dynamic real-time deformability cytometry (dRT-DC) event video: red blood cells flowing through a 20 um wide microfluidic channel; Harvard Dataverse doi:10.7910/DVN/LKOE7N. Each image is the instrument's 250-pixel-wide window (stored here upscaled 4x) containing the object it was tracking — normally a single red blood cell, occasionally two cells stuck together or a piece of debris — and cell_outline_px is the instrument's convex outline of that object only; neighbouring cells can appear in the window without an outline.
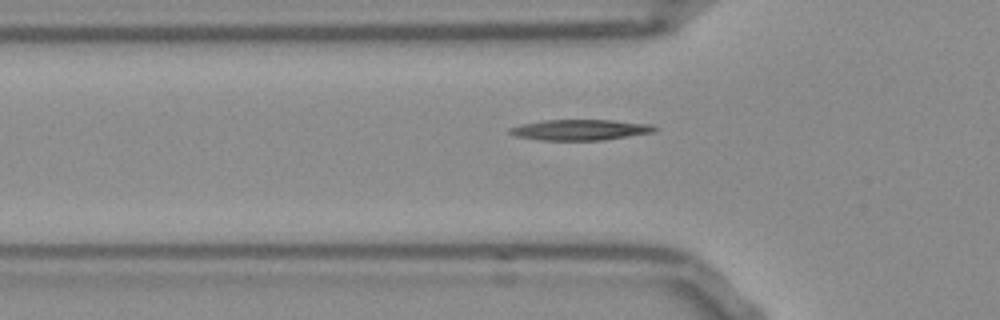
{"species": "Egyptian fruit bat (a non-hibernating species)", "species_latin": "Rousettus aegyptiacus", "temperature_condition": "room temperature", "stored_images_in_passage": 39, "camera_frame_rate_fps": 3000, "um_per_image_px": 0.085, "frame": {"image": 1, "passage_image": 4, "time_ms": 1.0, "image_size_px": [1000, 320], "cell_outline_px": [[660, 128], [652, 132], [604, 140], [540, 140], [516, 136], [508, 132], [508, 128], [520, 124], [544, 120], [612, 120], [652, 124]], "centroid_in_image_um": [49.31, 11.03], "position_along_channel_um": 76.5, "area_um2": 17.51}}
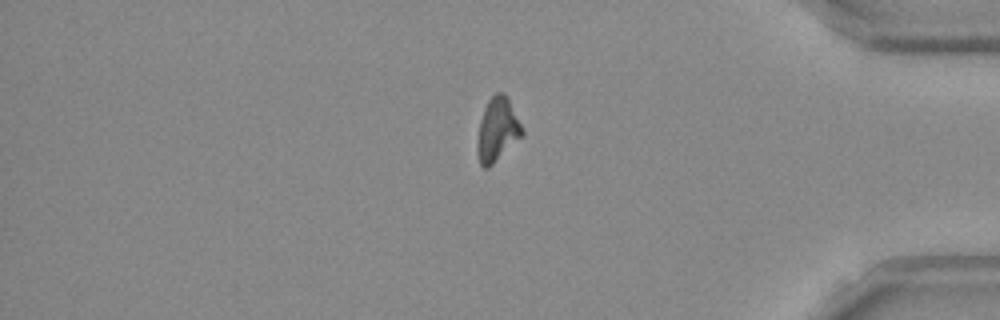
{"frame": {"image": 2, "passage_image": 31, "time_ms": 10.0, "image_size_px": [1000, 320], "cell_outline_px": [[524, 136], [488, 168], [484, 168], [480, 164], [476, 152], [476, 144], [480, 120], [484, 108], [488, 100], [496, 92], [504, 92], [508, 96], [524, 132]], "centroid_in_image_um": [42.27, 11.03], "position_along_channel_um": 392.9, "area_um2": 16.88}}
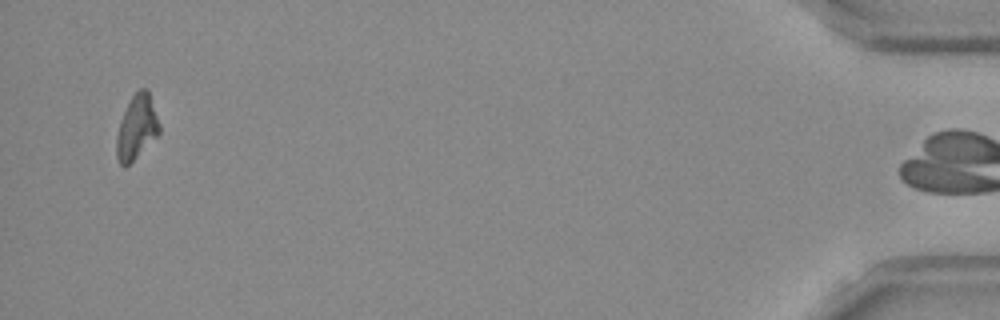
{"frame": {"image": 3, "passage_image": 38, "time_ms": 12.333, "image_size_px": [1000, 320], "cell_outline_px": [[160, 132], [124, 168], [120, 164], [116, 156], [116, 136], [120, 120], [132, 96], [140, 88], [148, 88], [160, 124]], "centroid_in_image_um": [11.61, 10.79], "position_along_channel_um": 423.6, "area_um2": 15.78}}